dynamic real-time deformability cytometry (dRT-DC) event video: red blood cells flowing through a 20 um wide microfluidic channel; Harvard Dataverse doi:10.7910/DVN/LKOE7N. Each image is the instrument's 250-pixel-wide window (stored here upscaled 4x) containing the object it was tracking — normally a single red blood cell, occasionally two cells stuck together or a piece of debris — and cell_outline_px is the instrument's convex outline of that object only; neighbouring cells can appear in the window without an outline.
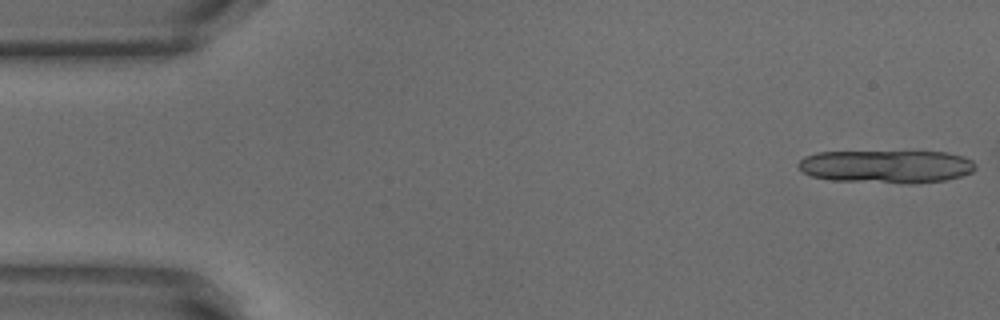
{"species": "common noctule bat (a hibernating species)", "species_latin": "Nyctalus noctula", "temperature_condition": "warm", "stored_images_in_passage": 12, "camera_frame_rate_fps": 3000, "um_per_image_px": 0.085, "animal": {"sex": "male", "body_mass_g": 18.8}, "frame": {"image": 1, "passage_image": 1, "time_ms": 0.0, "image_size_px": [1000, 320], "cell_outline_px": [[972, 172], [960, 176], [940, 180], [836, 180], [812, 176], [804, 172], [800, 168], [800, 160], [808, 156], [820, 152], [944, 152], [960, 156], [968, 160], [972, 164]], "centroid_in_image_um": [75.28, 14.1], "position_along_channel_um": 9.7, "area_um2": 31.62}}